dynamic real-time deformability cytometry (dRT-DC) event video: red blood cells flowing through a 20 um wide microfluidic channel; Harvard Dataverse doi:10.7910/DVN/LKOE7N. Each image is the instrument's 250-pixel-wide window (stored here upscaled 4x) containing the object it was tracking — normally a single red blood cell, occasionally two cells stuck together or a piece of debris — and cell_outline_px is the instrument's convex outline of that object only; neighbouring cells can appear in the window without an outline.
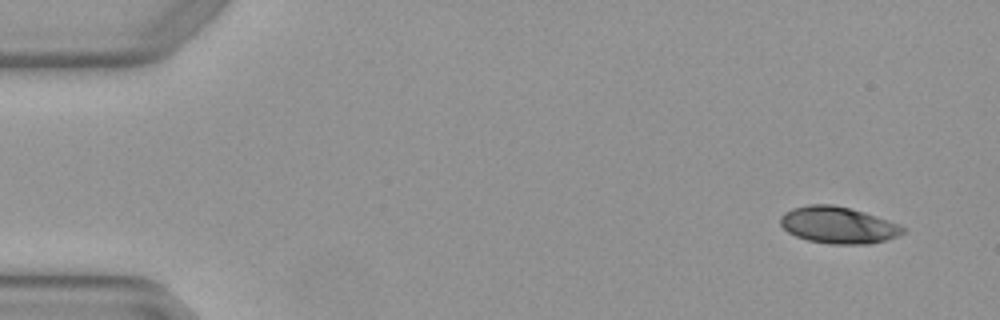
{"species": "Egyptian fruit bat (a non-hibernating species)", "species_latin": "Rousettus aegyptiacus", "temperature_condition": "warm", "stored_images_in_passage": 4, "camera_frame_rate_fps": 3000, "um_per_image_px": 0.085, "animal": {"sex": "female"}, "frame": {"image": 1, "passage_image": 1, "time_ms": 0.0, "image_size_px": [1000, 320], "cell_outline_px": [[908, 228], [904, 232], [896, 236], [884, 240], [868, 244], [828, 244], [808, 240], [796, 236], [788, 232], [780, 224], [780, 216], [784, 212], [792, 208], [808, 204], [832, 204], [864, 212], [900, 224]], "centroid_in_image_um": [71.23, 19.13], "position_along_channel_um": 13.8, "area_um2": 26.24}}
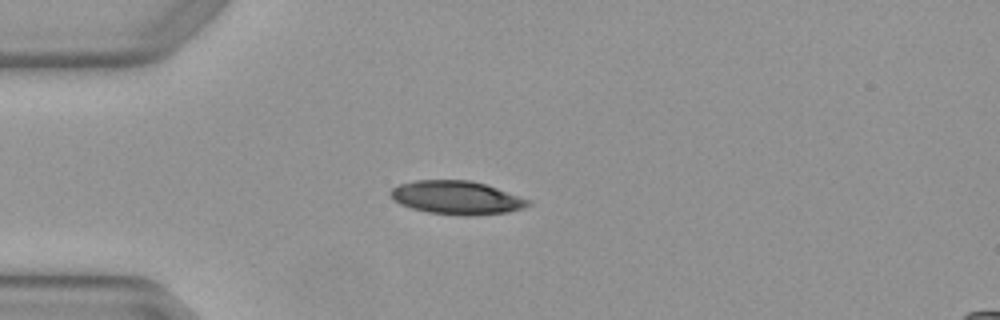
{"frame": {"image": 2, "passage_image": 4, "time_ms": 1.0, "image_size_px": [1000, 320], "cell_outline_px": [[532, 204], [524, 208], [508, 212], [468, 216], [428, 212], [412, 208], [400, 204], [388, 192], [392, 188], [400, 184], [416, 180], [472, 180], [532, 200]], "centroid_in_image_um": [38.85, 16.8], "position_along_channel_um": 46.2, "area_um2": 26.7}}